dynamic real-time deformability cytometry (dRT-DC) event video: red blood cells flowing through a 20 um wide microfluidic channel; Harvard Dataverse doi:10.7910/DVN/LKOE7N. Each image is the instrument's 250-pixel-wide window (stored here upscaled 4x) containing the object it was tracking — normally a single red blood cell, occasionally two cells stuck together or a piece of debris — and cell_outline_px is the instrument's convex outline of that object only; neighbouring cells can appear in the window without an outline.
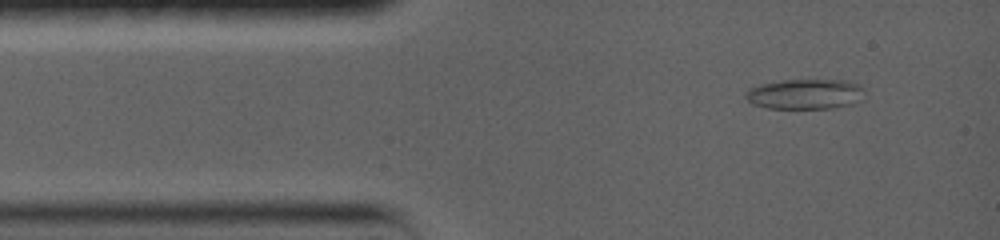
{"species": "common noctule bat (a hibernating species)", "species_latin": "Nyctalus noctula", "temperature_condition": "warm", "stored_images_in_passage": 21, "camera_frame_rate_fps": 5000, "um_per_image_px": 0.085, "animal": {"sex": "female", "body_mass_g": 19.0, "forearm_length_mm": 56.7}, "frame": {"image": 1, "passage_image": 3, "time_ms": 1.2, "image_size_px": [1000, 240], "cell_outline_px": [[864, 88], [860, 100], [852, 104], [832, 108], [768, 108], [752, 104], [744, 96], [752, 88], [760, 84], [784, 80], [844, 80], [860, 84]], "centroid_in_image_um": [68.46, 7.99], "position_along_channel_um": 16.5, "area_um2": 20.75}}
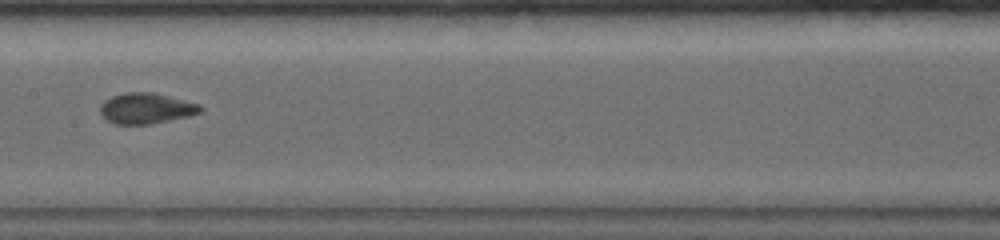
{"frame": {"image": 2, "passage_image": 11, "time_ms": 7.2, "image_size_px": [1000, 240], "cell_outline_px": [[204, 108], [200, 112], [188, 116], [152, 124], [116, 124], [104, 120], [100, 112], [100, 104], [104, 100], [112, 96], [124, 92], [152, 92], [200, 104]], "centroid_in_image_um": [12.39, 9.21], "position_along_channel_um": 195.0, "area_um2": 18.03}}
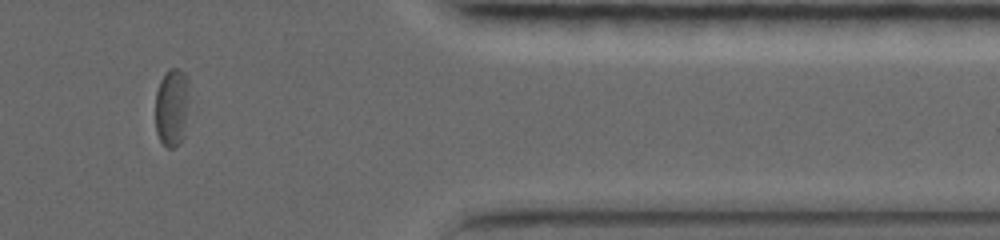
{"frame": {"image": 3, "passage_image": 17, "time_ms": 13.2, "image_size_px": [1000, 240], "cell_outline_px": [[184, 136], [180, 144], [172, 148], [168, 148], [160, 140], [156, 132], [156, 92], [160, 80], [172, 68], [180, 68], [184, 72]], "centroid_in_image_um": [14.52, 9.2], "position_along_channel_um": 396.9, "area_um2": 14.16}, "authors_computed_cell_mechanics": {"area_um2": 18.3226, "velocity_mm_per_s": 3.6983, "shape_relaxation_time_tau1_ms": 4.7863, "shape_relaxation_time_tau2_ms": 1.3024, "deformation_change_tau1": 0.1291, "deformation_change_tau2": 0.0452}}